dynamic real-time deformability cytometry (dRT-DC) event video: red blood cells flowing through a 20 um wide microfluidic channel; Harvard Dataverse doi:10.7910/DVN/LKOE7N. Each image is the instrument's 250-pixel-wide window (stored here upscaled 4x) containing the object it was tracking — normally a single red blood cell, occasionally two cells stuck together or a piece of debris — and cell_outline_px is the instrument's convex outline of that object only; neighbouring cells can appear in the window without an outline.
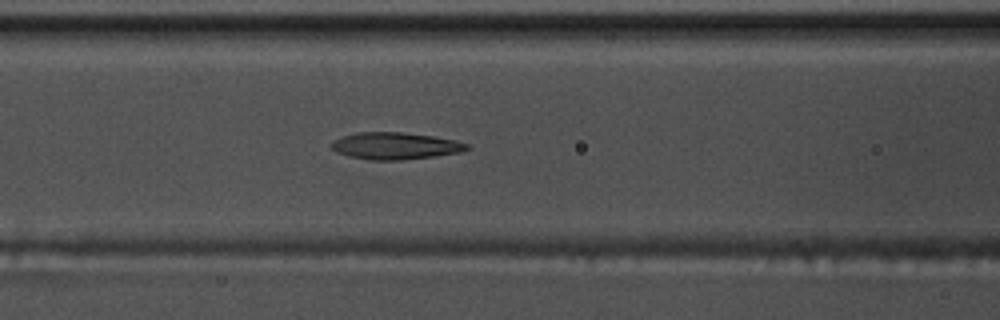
{"species": "common noctule bat (a hibernating species)", "species_latin": "Nyctalus noctula", "temperature_condition": "warm", "stored_images_in_passage": 41, "camera_frame_rate_fps": 3000, "um_per_image_px": 0.085, "animal": {"sex": "male", "body_mass_g": 17.5, "forearm_length_mm": 52.3}, "frame": {"image": 1, "passage_image": 10, "time_ms": 3.0, "image_size_px": [1000, 320], "cell_outline_px": [[472, 148], [460, 152], [436, 156], [404, 160], [372, 160], [348, 156], [336, 152], [328, 144], [332, 140], [356, 132], [404, 132], [432, 136], [456, 140], [468, 144]], "centroid_in_image_um": [33.59, 12.4], "position_along_channel_um": 133.0, "area_um2": 21.5}}
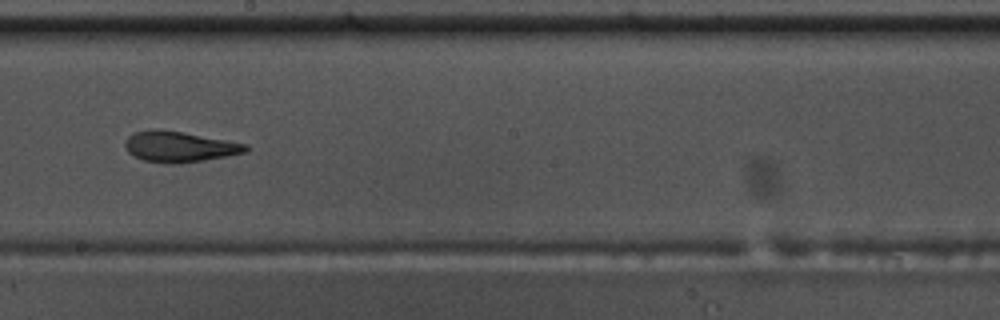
{"frame": {"image": 2, "passage_image": 18, "time_ms": 5.667, "image_size_px": [1000, 320], "cell_outline_px": [[252, 148], [248, 152], [228, 156], [180, 164], [172, 164], [144, 160], [132, 156], [128, 152], [124, 144], [128, 136], [132, 132], [148, 128], [160, 128], [184, 132], [248, 144]], "centroid_in_image_um": [15.25, 12.45], "position_along_channel_um": 232.9, "area_um2": 22.14}}
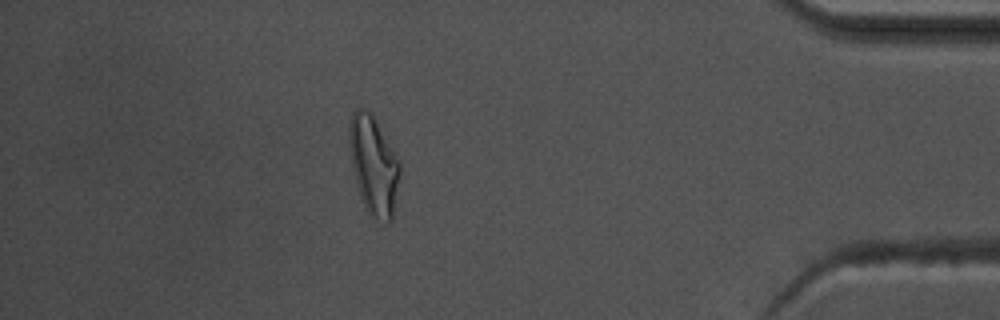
{"frame": {"image": 3, "passage_image": 35, "time_ms": 11.333, "image_size_px": [1000, 320], "cell_outline_px": [[400, 176], [392, 220], [388, 224], [376, 220], [368, 212], [364, 204], [356, 184], [352, 168], [348, 144], [348, 124], [352, 112], [356, 108], [364, 108], [372, 112], [400, 160]], "centroid_in_image_um": [31.75, 14.01], "position_along_channel_um": 403.4, "area_um2": 29.71}, "authors_computed_cell_mechanics": {"area_um2": 22.1374, "velocity_mm_per_s": 3.7701, "shape_relaxation_time_tau1_ms": null, "shape_relaxation_time_tau2_ms": 2.8089, "deformation_change_tau1": null, "deformation_change_tau2": 0.1257}}